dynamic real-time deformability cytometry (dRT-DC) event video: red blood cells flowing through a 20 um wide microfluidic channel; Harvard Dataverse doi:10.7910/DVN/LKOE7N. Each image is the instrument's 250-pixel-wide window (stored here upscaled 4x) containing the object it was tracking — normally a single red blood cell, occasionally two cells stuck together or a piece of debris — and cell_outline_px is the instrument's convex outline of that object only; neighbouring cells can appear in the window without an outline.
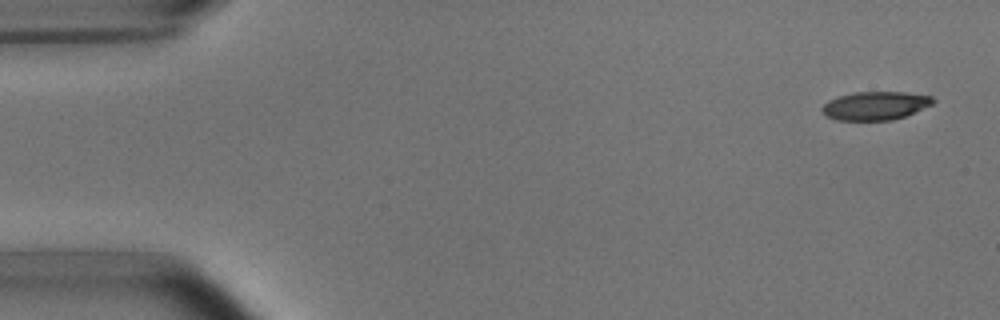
{"species": "common noctule bat (a hibernating species)", "species_latin": "Nyctalus noctula", "temperature_condition": "room temperature", "stored_images_in_passage": 6, "camera_frame_rate_fps": 3000, "um_per_image_px": 0.085, "animal": {"sex": "male", "body_mass_g": 15.6}, "frame": {"image": 1, "passage_image": 1, "time_ms": 0.0, "image_size_px": [1000, 320], "cell_outline_px": [[936, 100], [932, 104], [904, 116], [892, 120], [836, 120], [824, 116], [820, 108], [828, 100], [840, 96], [856, 92], [904, 92], [932, 96]], "centroid_in_image_um": [74.36, 8.99], "position_along_channel_um": 10.6, "area_um2": 18.32}}
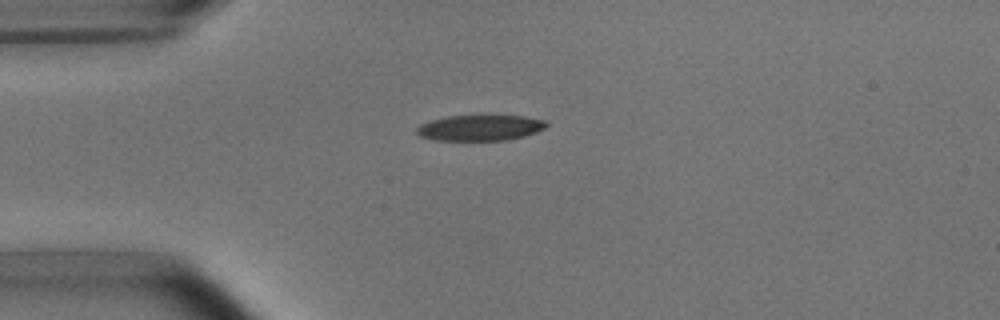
{"frame": {"image": 2, "passage_image": 4, "time_ms": 3.667, "image_size_px": [1000, 320], "cell_outline_px": [[548, 124], [544, 128], [536, 132], [524, 136], [504, 140], [436, 140], [420, 136], [416, 132], [416, 128], [420, 124], [428, 120], [448, 116], [524, 116], [544, 120]], "centroid_in_image_um": [40.77, 10.86], "position_along_channel_um": 44.2, "area_um2": 19.31}}